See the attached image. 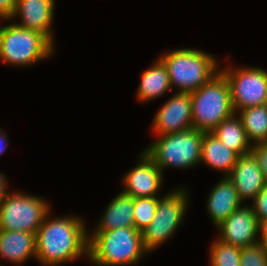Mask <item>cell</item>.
Listing matches in <instances>:
<instances>
[{
    "label": "cell",
    "mask_w": 267,
    "mask_h": 266,
    "mask_svg": "<svg viewBox=\"0 0 267 266\" xmlns=\"http://www.w3.org/2000/svg\"><path fill=\"white\" fill-rule=\"evenodd\" d=\"M46 215L35 234L36 260L43 266L88 258L89 232L79 216L51 218Z\"/></svg>",
    "instance_id": "6da1fadb"
},
{
    "label": "cell",
    "mask_w": 267,
    "mask_h": 266,
    "mask_svg": "<svg viewBox=\"0 0 267 266\" xmlns=\"http://www.w3.org/2000/svg\"><path fill=\"white\" fill-rule=\"evenodd\" d=\"M89 233L88 260L98 266L134 265L149 253L141 231L134 227L93 230Z\"/></svg>",
    "instance_id": "7a4b0ae2"
},
{
    "label": "cell",
    "mask_w": 267,
    "mask_h": 266,
    "mask_svg": "<svg viewBox=\"0 0 267 266\" xmlns=\"http://www.w3.org/2000/svg\"><path fill=\"white\" fill-rule=\"evenodd\" d=\"M159 59L166 66L171 88L182 93L196 91L220 71L213 55L193 48L163 53Z\"/></svg>",
    "instance_id": "3957f363"
},
{
    "label": "cell",
    "mask_w": 267,
    "mask_h": 266,
    "mask_svg": "<svg viewBox=\"0 0 267 266\" xmlns=\"http://www.w3.org/2000/svg\"><path fill=\"white\" fill-rule=\"evenodd\" d=\"M190 96L194 129L211 132L220 122L235 113L230 85L221 71L191 92Z\"/></svg>",
    "instance_id": "277c9868"
},
{
    "label": "cell",
    "mask_w": 267,
    "mask_h": 266,
    "mask_svg": "<svg viewBox=\"0 0 267 266\" xmlns=\"http://www.w3.org/2000/svg\"><path fill=\"white\" fill-rule=\"evenodd\" d=\"M53 44L41 32L26 29L16 23L0 27V61L17 67H27L53 55Z\"/></svg>",
    "instance_id": "5b68a950"
},
{
    "label": "cell",
    "mask_w": 267,
    "mask_h": 266,
    "mask_svg": "<svg viewBox=\"0 0 267 266\" xmlns=\"http://www.w3.org/2000/svg\"><path fill=\"white\" fill-rule=\"evenodd\" d=\"M203 134V131L192 128L161 135L143 150L162 172L169 167L192 168L201 163Z\"/></svg>",
    "instance_id": "8992f818"
},
{
    "label": "cell",
    "mask_w": 267,
    "mask_h": 266,
    "mask_svg": "<svg viewBox=\"0 0 267 266\" xmlns=\"http://www.w3.org/2000/svg\"><path fill=\"white\" fill-rule=\"evenodd\" d=\"M189 195L187 188H177L164 197H158L153 220L141 230L144 248L151 252L166 242L178 229L186 215ZM188 204V205H187Z\"/></svg>",
    "instance_id": "52a82bcc"
},
{
    "label": "cell",
    "mask_w": 267,
    "mask_h": 266,
    "mask_svg": "<svg viewBox=\"0 0 267 266\" xmlns=\"http://www.w3.org/2000/svg\"><path fill=\"white\" fill-rule=\"evenodd\" d=\"M44 198L16 191L0 201V229L35 233L50 211Z\"/></svg>",
    "instance_id": "ba28073f"
},
{
    "label": "cell",
    "mask_w": 267,
    "mask_h": 266,
    "mask_svg": "<svg viewBox=\"0 0 267 266\" xmlns=\"http://www.w3.org/2000/svg\"><path fill=\"white\" fill-rule=\"evenodd\" d=\"M231 89L234 112L267 104V71L257 67L220 69Z\"/></svg>",
    "instance_id": "9c48e42d"
},
{
    "label": "cell",
    "mask_w": 267,
    "mask_h": 266,
    "mask_svg": "<svg viewBox=\"0 0 267 266\" xmlns=\"http://www.w3.org/2000/svg\"><path fill=\"white\" fill-rule=\"evenodd\" d=\"M161 106L152 123L156 135L183 132L193 128L190 93L177 92Z\"/></svg>",
    "instance_id": "30bf717a"
},
{
    "label": "cell",
    "mask_w": 267,
    "mask_h": 266,
    "mask_svg": "<svg viewBox=\"0 0 267 266\" xmlns=\"http://www.w3.org/2000/svg\"><path fill=\"white\" fill-rule=\"evenodd\" d=\"M259 221L250 205H242L226 220L217 225L216 239L236 247H246L259 242Z\"/></svg>",
    "instance_id": "8fae6325"
},
{
    "label": "cell",
    "mask_w": 267,
    "mask_h": 266,
    "mask_svg": "<svg viewBox=\"0 0 267 266\" xmlns=\"http://www.w3.org/2000/svg\"><path fill=\"white\" fill-rule=\"evenodd\" d=\"M164 172L143 150L139 163L123 177V193L136 197H160L158 191L162 187Z\"/></svg>",
    "instance_id": "7c38bea8"
},
{
    "label": "cell",
    "mask_w": 267,
    "mask_h": 266,
    "mask_svg": "<svg viewBox=\"0 0 267 266\" xmlns=\"http://www.w3.org/2000/svg\"><path fill=\"white\" fill-rule=\"evenodd\" d=\"M55 0H17L12 19H21L16 23L26 29L35 30L45 35L53 44L52 24L54 19Z\"/></svg>",
    "instance_id": "4fadbf2b"
},
{
    "label": "cell",
    "mask_w": 267,
    "mask_h": 266,
    "mask_svg": "<svg viewBox=\"0 0 267 266\" xmlns=\"http://www.w3.org/2000/svg\"><path fill=\"white\" fill-rule=\"evenodd\" d=\"M228 177L232 180L242 201L253 200L267 184L263 172L251 152L238 156Z\"/></svg>",
    "instance_id": "5bb4252c"
},
{
    "label": "cell",
    "mask_w": 267,
    "mask_h": 266,
    "mask_svg": "<svg viewBox=\"0 0 267 266\" xmlns=\"http://www.w3.org/2000/svg\"><path fill=\"white\" fill-rule=\"evenodd\" d=\"M208 195L207 212L215 227L243 205V201L239 198L237 190L228 176H223Z\"/></svg>",
    "instance_id": "9a60e30c"
},
{
    "label": "cell",
    "mask_w": 267,
    "mask_h": 266,
    "mask_svg": "<svg viewBox=\"0 0 267 266\" xmlns=\"http://www.w3.org/2000/svg\"><path fill=\"white\" fill-rule=\"evenodd\" d=\"M35 233L0 229V257L14 264L36 259Z\"/></svg>",
    "instance_id": "2e32d148"
},
{
    "label": "cell",
    "mask_w": 267,
    "mask_h": 266,
    "mask_svg": "<svg viewBox=\"0 0 267 266\" xmlns=\"http://www.w3.org/2000/svg\"><path fill=\"white\" fill-rule=\"evenodd\" d=\"M238 154L225 146L213 133L204 132L201 148V162L229 176L237 162Z\"/></svg>",
    "instance_id": "e0dca14e"
},
{
    "label": "cell",
    "mask_w": 267,
    "mask_h": 266,
    "mask_svg": "<svg viewBox=\"0 0 267 266\" xmlns=\"http://www.w3.org/2000/svg\"><path fill=\"white\" fill-rule=\"evenodd\" d=\"M134 198L122 191L112 199L104 210L95 230H114L117 228L134 227Z\"/></svg>",
    "instance_id": "ac0fdd59"
},
{
    "label": "cell",
    "mask_w": 267,
    "mask_h": 266,
    "mask_svg": "<svg viewBox=\"0 0 267 266\" xmlns=\"http://www.w3.org/2000/svg\"><path fill=\"white\" fill-rule=\"evenodd\" d=\"M171 89L166 66L158 58L150 68L142 72V78L136 91V98L138 101L148 102L154 100V98H159L166 92L168 93Z\"/></svg>",
    "instance_id": "d6986e66"
},
{
    "label": "cell",
    "mask_w": 267,
    "mask_h": 266,
    "mask_svg": "<svg viewBox=\"0 0 267 266\" xmlns=\"http://www.w3.org/2000/svg\"><path fill=\"white\" fill-rule=\"evenodd\" d=\"M211 133L239 156L251 152L252 144L247 139L242 121L237 113L220 122Z\"/></svg>",
    "instance_id": "ffe728a7"
},
{
    "label": "cell",
    "mask_w": 267,
    "mask_h": 266,
    "mask_svg": "<svg viewBox=\"0 0 267 266\" xmlns=\"http://www.w3.org/2000/svg\"><path fill=\"white\" fill-rule=\"evenodd\" d=\"M239 112V113H238ZM248 141L254 145L267 138V104L247 107L237 111Z\"/></svg>",
    "instance_id": "44dd1931"
},
{
    "label": "cell",
    "mask_w": 267,
    "mask_h": 266,
    "mask_svg": "<svg viewBox=\"0 0 267 266\" xmlns=\"http://www.w3.org/2000/svg\"><path fill=\"white\" fill-rule=\"evenodd\" d=\"M211 266H239L241 248L215 239L209 251Z\"/></svg>",
    "instance_id": "7402d4cb"
},
{
    "label": "cell",
    "mask_w": 267,
    "mask_h": 266,
    "mask_svg": "<svg viewBox=\"0 0 267 266\" xmlns=\"http://www.w3.org/2000/svg\"><path fill=\"white\" fill-rule=\"evenodd\" d=\"M158 197L134 198V228L141 231L150 224L156 213Z\"/></svg>",
    "instance_id": "603a6c76"
},
{
    "label": "cell",
    "mask_w": 267,
    "mask_h": 266,
    "mask_svg": "<svg viewBox=\"0 0 267 266\" xmlns=\"http://www.w3.org/2000/svg\"><path fill=\"white\" fill-rule=\"evenodd\" d=\"M239 266H267V247L258 242L241 248Z\"/></svg>",
    "instance_id": "cb8c5ba5"
},
{
    "label": "cell",
    "mask_w": 267,
    "mask_h": 266,
    "mask_svg": "<svg viewBox=\"0 0 267 266\" xmlns=\"http://www.w3.org/2000/svg\"><path fill=\"white\" fill-rule=\"evenodd\" d=\"M252 201L253 203L250 206L259 223L267 219V184Z\"/></svg>",
    "instance_id": "d4e9b609"
},
{
    "label": "cell",
    "mask_w": 267,
    "mask_h": 266,
    "mask_svg": "<svg viewBox=\"0 0 267 266\" xmlns=\"http://www.w3.org/2000/svg\"><path fill=\"white\" fill-rule=\"evenodd\" d=\"M251 153L255 157L267 182V143L262 142L252 145Z\"/></svg>",
    "instance_id": "484cf974"
},
{
    "label": "cell",
    "mask_w": 267,
    "mask_h": 266,
    "mask_svg": "<svg viewBox=\"0 0 267 266\" xmlns=\"http://www.w3.org/2000/svg\"><path fill=\"white\" fill-rule=\"evenodd\" d=\"M16 5L17 0H0V19H11L15 12Z\"/></svg>",
    "instance_id": "4316f807"
},
{
    "label": "cell",
    "mask_w": 267,
    "mask_h": 266,
    "mask_svg": "<svg viewBox=\"0 0 267 266\" xmlns=\"http://www.w3.org/2000/svg\"><path fill=\"white\" fill-rule=\"evenodd\" d=\"M259 242L267 247V219L262 220L259 225Z\"/></svg>",
    "instance_id": "83f0119b"
},
{
    "label": "cell",
    "mask_w": 267,
    "mask_h": 266,
    "mask_svg": "<svg viewBox=\"0 0 267 266\" xmlns=\"http://www.w3.org/2000/svg\"><path fill=\"white\" fill-rule=\"evenodd\" d=\"M2 130L3 129L0 128V155L4 153L9 144L6 131Z\"/></svg>",
    "instance_id": "f1b7e54d"
},
{
    "label": "cell",
    "mask_w": 267,
    "mask_h": 266,
    "mask_svg": "<svg viewBox=\"0 0 267 266\" xmlns=\"http://www.w3.org/2000/svg\"><path fill=\"white\" fill-rule=\"evenodd\" d=\"M7 178L4 173H0V201L4 198L5 194L7 193Z\"/></svg>",
    "instance_id": "f546056e"
}]
</instances>
